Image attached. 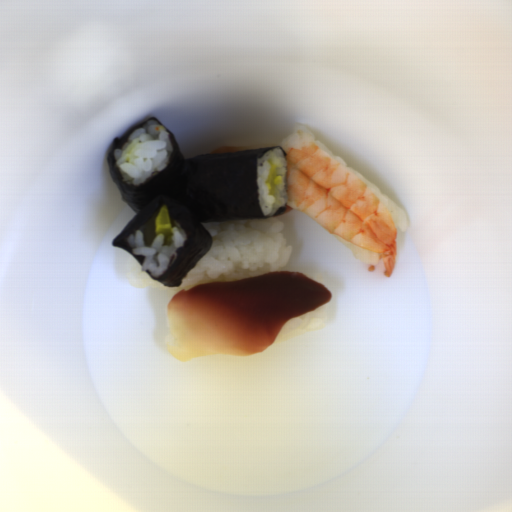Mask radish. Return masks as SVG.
Here are the masks:
<instances>
[{
  "label": "radish",
  "mask_w": 512,
  "mask_h": 512,
  "mask_svg": "<svg viewBox=\"0 0 512 512\" xmlns=\"http://www.w3.org/2000/svg\"><path fill=\"white\" fill-rule=\"evenodd\" d=\"M277 181H278V174L276 166H273L270 168L267 178L264 182L266 188L270 192L271 195H274L277 187Z\"/></svg>",
  "instance_id": "radish-2"
},
{
  "label": "radish",
  "mask_w": 512,
  "mask_h": 512,
  "mask_svg": "<svg viewBox=\"0 0 512 512\" xmlns=\"http://www.w3.org/2000/svg\"><path fill=\"white\" fill-rule=\"evenodd\" d=\"M154 228H155V234L157 235H163L165 237H169L171 234V217L169 214L168 207L165 205L162 206L155 218L154 222Z\"/></svg>",
  "instance_id": "radish-1"
}]
</instances>
